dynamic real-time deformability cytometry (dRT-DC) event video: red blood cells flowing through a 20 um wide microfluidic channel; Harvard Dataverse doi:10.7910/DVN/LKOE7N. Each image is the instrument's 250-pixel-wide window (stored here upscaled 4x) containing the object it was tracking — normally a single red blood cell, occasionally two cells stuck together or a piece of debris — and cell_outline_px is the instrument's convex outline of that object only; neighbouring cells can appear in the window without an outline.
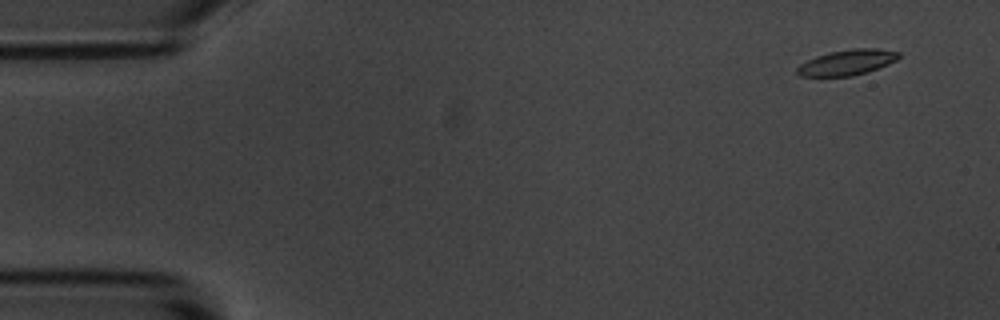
{"species": "common noctule bat (a hibernating species)", "species_latin": "Nyctalus noctula", "temperature_condition": "room temperature", "stored_images_in_passage": 5, "camera_frame_rate_fps": 3000, "um_per_image_px": 0.085, "animal": {"sex": "male", "body_mass_g": 20.1, "forearm_length_mm": 53.5}, "frame": {"image": 1, "passage_image": 1, "time_ms": 0.0, "image_size_px": [1000, 320], "cell_outline_px": [[900, 56], [896, 60], [888, 64], [868, 72], [852, 76], [800, 76], [796, 72], [796, 68], [800, 64], [816, 56], [828, 52], [852, 48], [876, 48], [900, 52]], "centroid_in_image_um": [72.01, 5.3], "position_along_channel_um": 13.0, "area_um2": 15.14}}
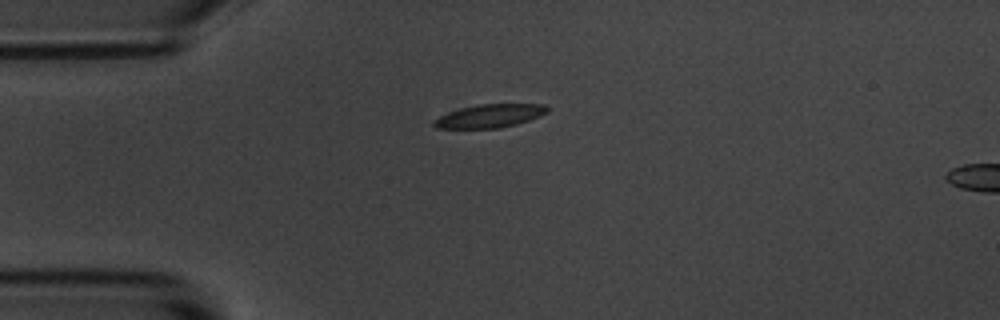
{"frame": {"image": 2, "passage_image": 4, "time_ms": 3.333, "image_size_px": [1000, 320], "cell_outline_px": [[548, 112], [528, 120], [516, 124], [496, 128], [436, 128], [432, 124], [432, 120], [440, 116], [460, 108], [480, 104], [544, 104], [548, 108]], "centroid_in_image_um": [41.6, 9.85], "position_along_channel_um": 43.4, "area_um2": 15.2}}